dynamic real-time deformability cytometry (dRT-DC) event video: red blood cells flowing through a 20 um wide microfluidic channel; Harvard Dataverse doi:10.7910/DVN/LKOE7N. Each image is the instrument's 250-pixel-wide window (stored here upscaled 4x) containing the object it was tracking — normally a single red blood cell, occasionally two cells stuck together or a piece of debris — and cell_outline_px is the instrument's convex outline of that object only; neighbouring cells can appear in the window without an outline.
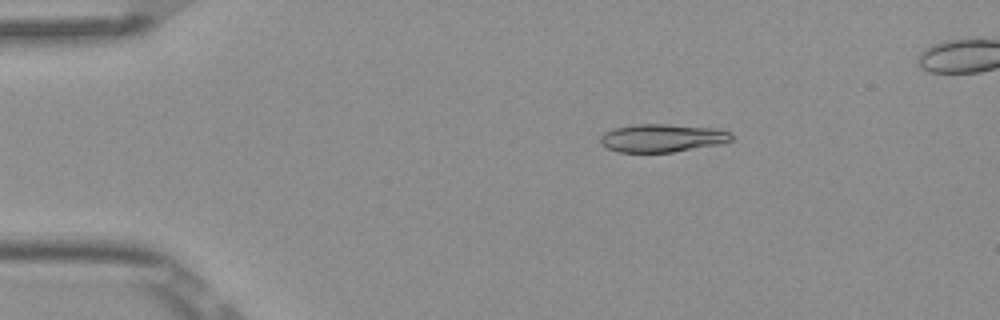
{"species": "Egyptian fruit bat (a non-hibernating species)", "species_latin": "Rousettus aegyptiacus", "temperature_condition": "room temperature", "stored_images_in_passage": 4, "camera_frame_rate_fps": 3000, "um_per_image_px": 0.085, "frame": {"image": 1, "passage_image": 1, "time_ms": 0.0, "image_size_px": [1000, 320], "cell_outline_px": [[732, 140], [724, 144], [672, 152], [620, 152], [608, 148], [600, 144], [600, 136], [604, 132], [612, 128], [636, 124], [664, 124], [716, 128], [728, 132], [732, 136]], "centroid_in_image_um": [56.28, 11.73], "position_along_channel_um": 28.7, "area_um2": 21.56}}
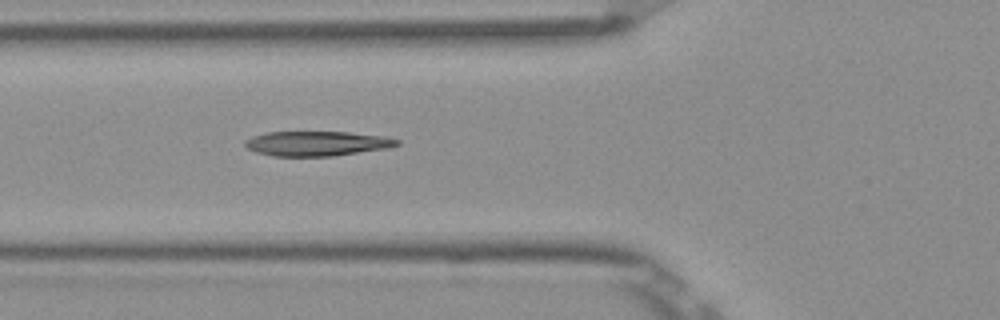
{"frame": {"image": 2, "passage_image": 4, "time_ms": 1.0, "image_size_px": [1000, 320], "cell_outline_px": [[400, 144], [388, 148], [332, 156], [272, 156], [256, 152], [248, 148], [244, 144], [244, 140], [252, 136], [268, 132], [348, 132], [384, 136], [400, 140]], "centroid_in_image_um": [26.93, 12.2], "position_along_channel_um": 98.9, "area_um2": 21.91}}